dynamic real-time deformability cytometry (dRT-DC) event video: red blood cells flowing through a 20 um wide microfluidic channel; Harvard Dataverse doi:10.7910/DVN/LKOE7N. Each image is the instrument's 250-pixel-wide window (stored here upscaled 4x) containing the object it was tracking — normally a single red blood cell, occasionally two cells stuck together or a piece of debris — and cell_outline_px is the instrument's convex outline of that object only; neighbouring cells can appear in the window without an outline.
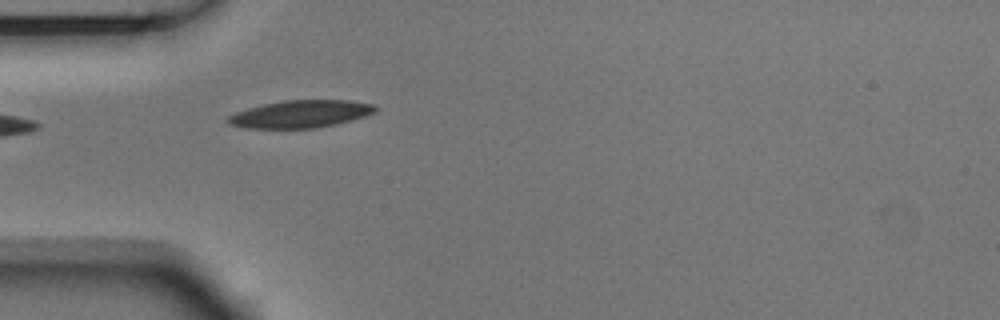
{"species": "Egyptian fruit bat (a non-hibernating species)", "species_latin": "Rousettus aegyptiacus", "temperature_condition": "room temperature", "stored_images_in_passage": 13, "camera_frame_rate_fps": 3000, "um_per_image_px": 0.085, "animal": {"sex": "male"}, "frame": {"image": 1, "passage_image": 1, "time_ms": 0.0, "image_size_px": [1000, 320], "cell_outline_px": [[376, 112], [352, 120], [336, 124], [316, 128], [248, 128], [228, 124], [228, 116], [236, 112], [248, 108], [264, 104], [284, 100], [348, 100], [376, 104]], "centroid_in_image_um": [25.58, 9.69], "position_along_channel_um": 59.4, "area_um2": 23.52}}
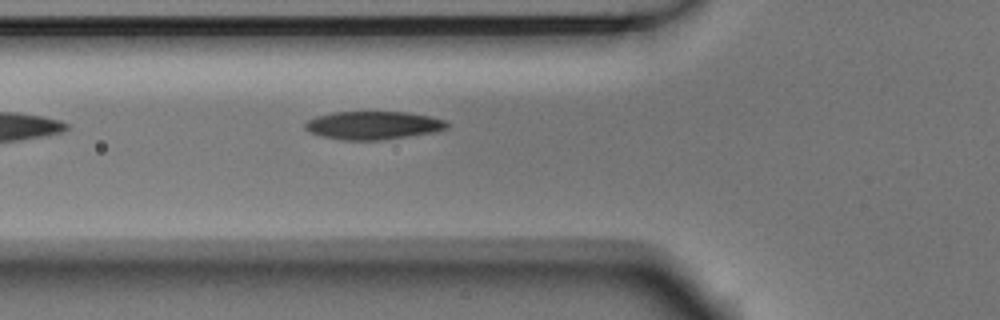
{"frame": {"image": 2, "passage_image": 4, "time_ms": 1.0, "image_size_px": [1000, 320], "cell_outline_px": [[448, 128], [432, 132], [380, 140], [340, 140], [320, 136], [308, 132], [304, 128], [304, 124], [308, 120], [316, 116], [332, 112], [408, 112], [432, 116], [448, 120]], "centroid_in_image_um": [31.7, 10.64], "position_along_channel_um": 94.1, "area_um2": 23.47}}
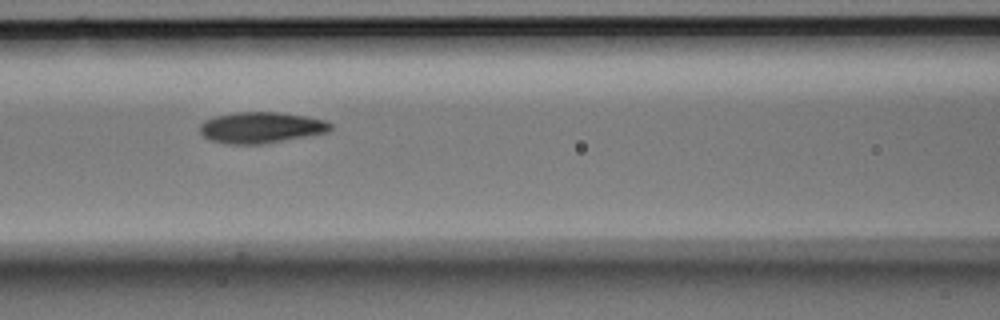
{"frame": {"image": 3, "passage_image": 8, "time_ms": 2.333, "image_size_px": [1000, 320], "cell_outline_px": [[332, 128], [328, 132], [264, 144], [228, 144], [208, 140], [200, 132], [200, 124], [204, 120], [216, 116], [236, 112], [276, 112], [304, 116], [324, 120], [332, 124]], "centroid_in_image_um": [22.16, 10.85], "position_along_channel_um": 144.4, "area_um2": 23.64}}